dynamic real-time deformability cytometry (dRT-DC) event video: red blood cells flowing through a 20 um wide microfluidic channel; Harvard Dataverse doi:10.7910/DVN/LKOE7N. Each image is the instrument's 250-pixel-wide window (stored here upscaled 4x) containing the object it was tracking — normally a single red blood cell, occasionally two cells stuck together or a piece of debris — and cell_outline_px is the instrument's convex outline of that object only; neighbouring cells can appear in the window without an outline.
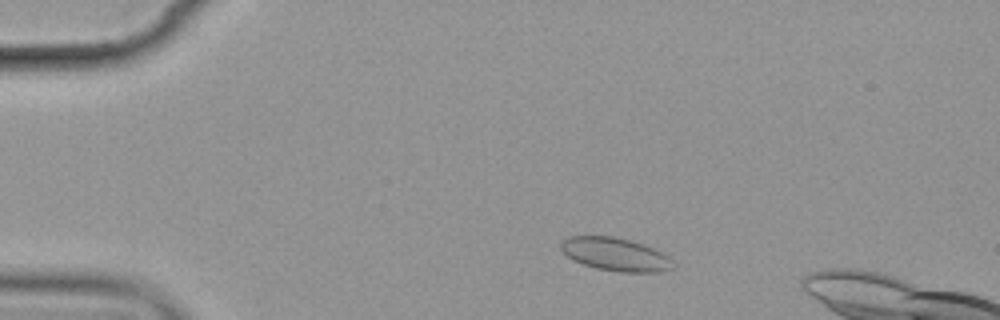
{"species": "common noctule bat (a hibernating species)", "species_latin": "Nyctalus noctula", "temperature_condition": "cold", "stored_images_in_passage": 7, "camera_frame_rate_fps": 3000, "um_per_image_px": 0.085, "animal": {"sex": "female", "body_mass_g": 19.9}, "frame": {"image": 1, "passage_image": 1, "time_ms": 0.0, "image_size_px": [1000, 320], "cell_outline_px": [[672, 268], [664, 272], [620, 272], [596, 268], [572, 260], [560, 248], [560, 240], [568, 236], [612, 236], [628, 240], [652, 248], [668, 256], [672, 260]], "centroid_in_image_um": [52.26, 21.62], "position_along_channel_um": 32.7, "area_um2": 21.5}}
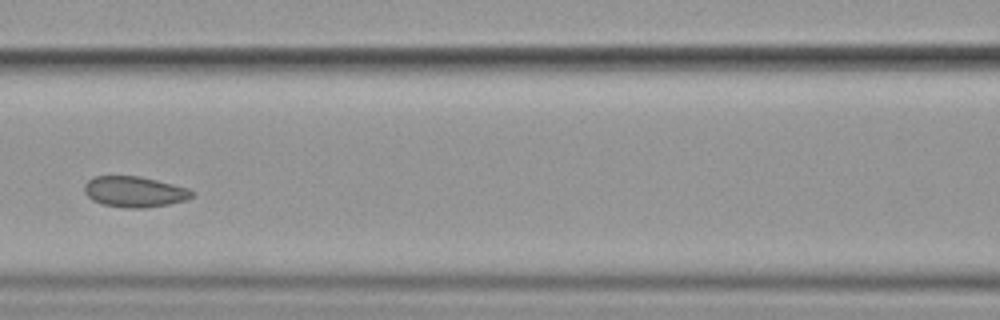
{"frame": {"image": 2, "passage_image": 5, "time_ms": 5.0, "image_size_px": [1000, 320], "cell_outline_px": [[196, 192], [192, 196], [184, 200], [168, 204], [144, 208], [128, 208], [100, 204], [92, 200], [84, 192], [84, 184], [92, 176], [140, 176], [188, 188]], "centroid_in_image_um": [11.4, 16.29], "position_along_channel_um": 155.2, "area_um2": 19.31}}
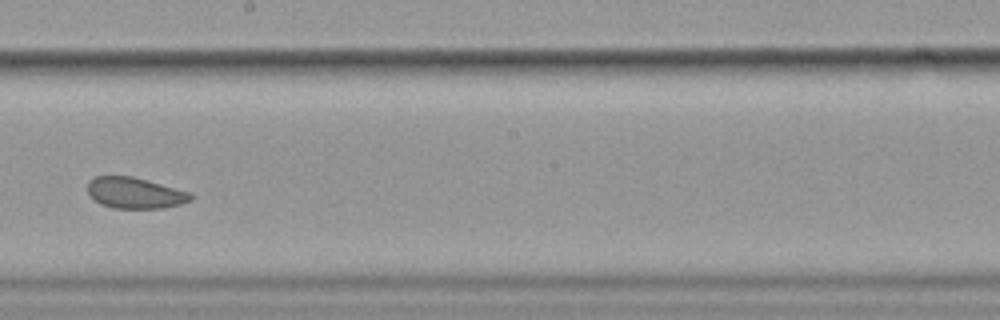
{"frame": {"image": 3, "passage_image": 7, "time_ms": 7.333, "image_size_px": [1000, 320], "cell_outline_px": [[192, 200], [180, 204], [164, 208], [112, 208], [100, 204], [88, 192], [88, 180], [96, 176], [132, 176], [148, 180], [192, 192]], "centroid_in_image_um": [11.49, 16.39], "position_along_channel_um": 236.7, "area_um2": 18.73}}